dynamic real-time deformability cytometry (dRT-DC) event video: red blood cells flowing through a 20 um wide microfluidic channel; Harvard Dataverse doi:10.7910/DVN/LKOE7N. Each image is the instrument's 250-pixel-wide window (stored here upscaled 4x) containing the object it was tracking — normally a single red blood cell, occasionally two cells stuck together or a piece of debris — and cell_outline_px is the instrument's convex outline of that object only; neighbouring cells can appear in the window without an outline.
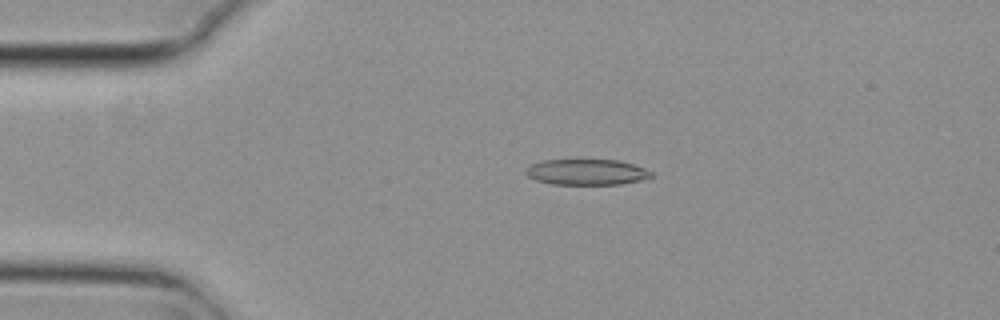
{"species": "common noctule bat (a hibernating species)", "species_latin": "Nyctalus noctula", "temperature_condition": "cold", "stored_images_in_passage": 5, "segment_of_instrument_passage": [1, 2], "camera_frame_rate_fps": 3000, "um_per_image_px": 0.085, "animal": {"sex": "female", "body_mass_g": 29.2, "forearm_length_mm": 56.3}, "frame": {"image": 1, "passage_image": 3, "time_ms": 0.667, "image_size_px": [1000, 320], "cell_outline_px": [[652, 176], [644, 180], [620, 184], [552, 184], [536, 180], [528, 176], [524, 172], [524, 168], [540, 160], [616, 160], [632, 164], [644, 168], [652, 172]], "centroid_in_image_um": [49.83, 14.62], "position_along_channel_um": 35.2, "area_um2": 18.84}}